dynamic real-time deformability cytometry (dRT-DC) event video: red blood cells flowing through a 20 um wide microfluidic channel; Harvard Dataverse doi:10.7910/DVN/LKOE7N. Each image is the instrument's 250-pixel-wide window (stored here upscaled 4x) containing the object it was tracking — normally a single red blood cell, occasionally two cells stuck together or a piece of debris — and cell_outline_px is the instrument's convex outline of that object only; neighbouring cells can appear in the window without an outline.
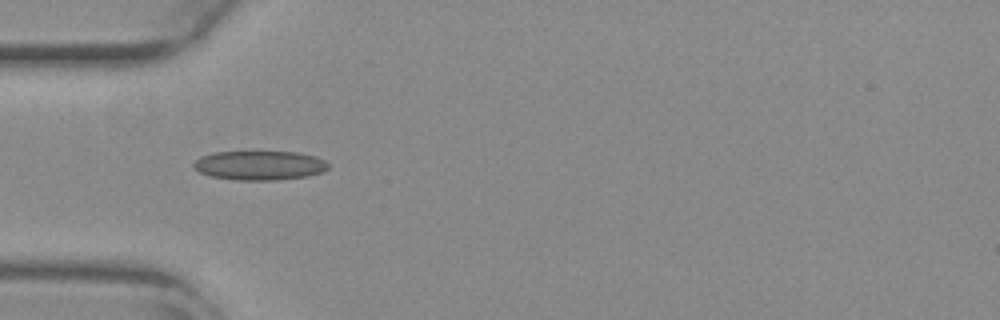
{"species": "common noctule bat (a hibernating species)", "species_latin": "Nyctalus noctula", "temperature_condition": "warm", "stored_images_in_passage": 35, "camera_frame_rate_fps": 3000, "um_per_image_px": 0.085, "animal": {"sex": "female", "body_mass_g": 29.2, "forearm_length_mm": 56.3}, "frame": {"image": 1, "passage_image": 1, "time_ms": 0.0, "image_size_px": [1000, 320], "cell_outline_px": [[328, 168], [324, 172], [308, 176], [276, 180], [236, 180], [212, 176], [200, 172], [192, 164], [200, 156], [216, 152], [296, 152], [316, 156], [324, 160], [328, 164]], "centroid_in_image_um": [22.1, 14.06], "position_along_channel_um": 62.9, "area_um2": 22.89}}
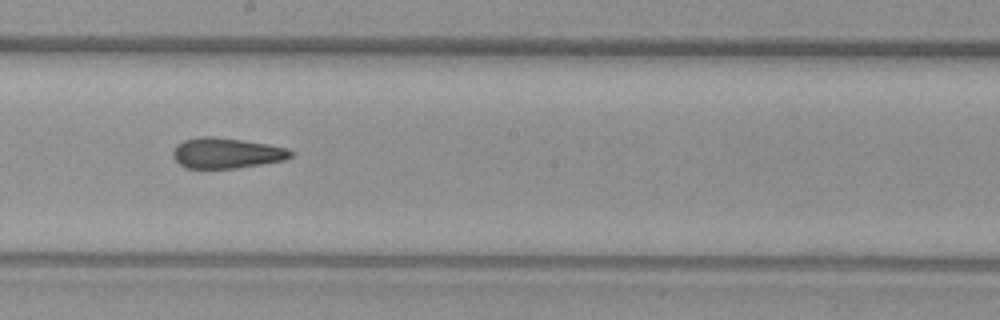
{"frame": {"image": 2, "passage_image": 14, "time_ms": 4.333, "image_size_px": [1000, 320], "cell_outline_px": [[292, 156], [284, 160], [236, 168], [184, 168], [172, 156], [172, 152], [176, 144], [184, 140], [200, 136], [216, 136], [268, 144], [288, 148], [292, 152]], "centroid_in_image_um": [19.22, 13.0], "position_along_channel_um": 229.0, "area_um2": 20.98}}
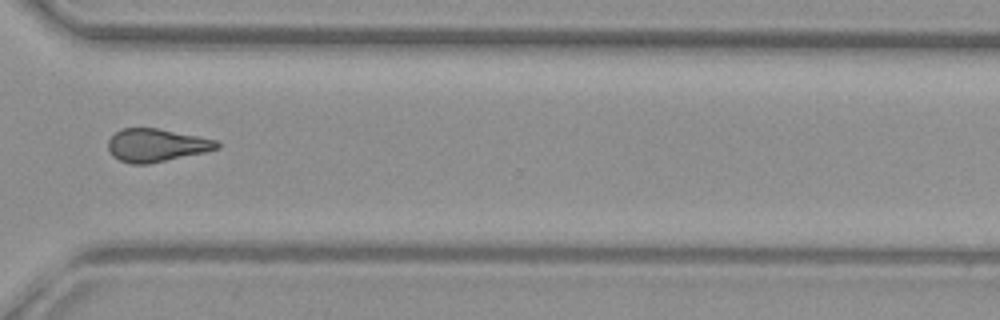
{"frame": {"image": 3, "passage_image": 24, "time_ms": 7.667, "image_size_px": [1000, 320], "cell_outline_px": [[220, 148], [204, 152], [148, 164], [132, 164], [120, 160], [112, 156], [108, 148], [108, 140], [116, 132], [124, 128], [156, 128], [216, 140], [220, 144]], "centroid_in_image_um": [13.27, 12.35], "position_along_channel_um": 357.3, "area_um2": 20.63}, "authors_computed_cell_mechanics": {"area_um2": 21.2704, "velocity_mm_per_s": 3.859, "shape_relaxation_time_tau1_ms": null, "shape_relaxation_time_tau2_ms": 2.983, "deformation_change_tau1": null, "deformation_change_tau2": 0.0969}}